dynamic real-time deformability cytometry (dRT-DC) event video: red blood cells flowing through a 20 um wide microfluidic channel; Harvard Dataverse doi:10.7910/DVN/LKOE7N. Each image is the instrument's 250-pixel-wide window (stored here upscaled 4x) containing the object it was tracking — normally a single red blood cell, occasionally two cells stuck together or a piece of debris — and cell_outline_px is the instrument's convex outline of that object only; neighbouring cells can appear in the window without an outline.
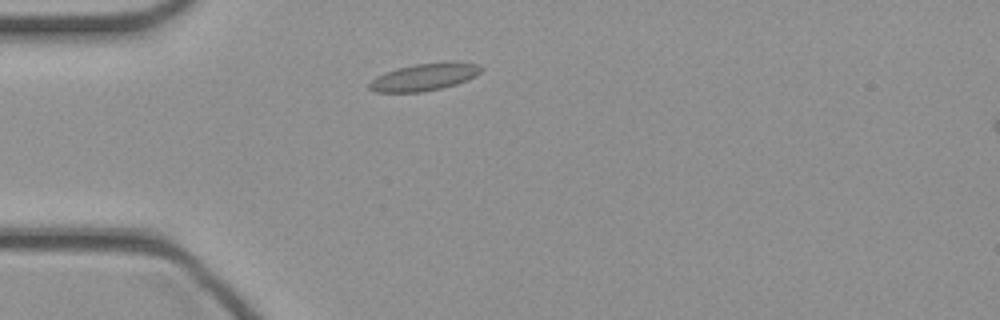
{"species": "common noctule bat (a hibernating species)", "species_latin": "Nyctalus noctula", "temperature_condition": "cold", "stored_images_in_passage": 39, "camera_frame_rate_fps": 3000, "um_per_image_px": 0.085, "animal": {"sex": "female", "body_mass_g": 21.9}, "frame": {"image": 1, "passage_image": 6, "time_ms": 1.667, "image_size_px": [1000, 320], "cell_outline_px": [[484, 68], [476, 76], [456, 84], [440, 88], [420, 92], [376, 92], [368, 88], [368, 84], [376, 76], [384, 72], [396, 68], [416, 64], [452, 60], [456, 60], [480, 64]], "centroid_in_image_um": [36.1, 6.51], "position_along_channel_um": 48.9, "area_um2": 18.09}}
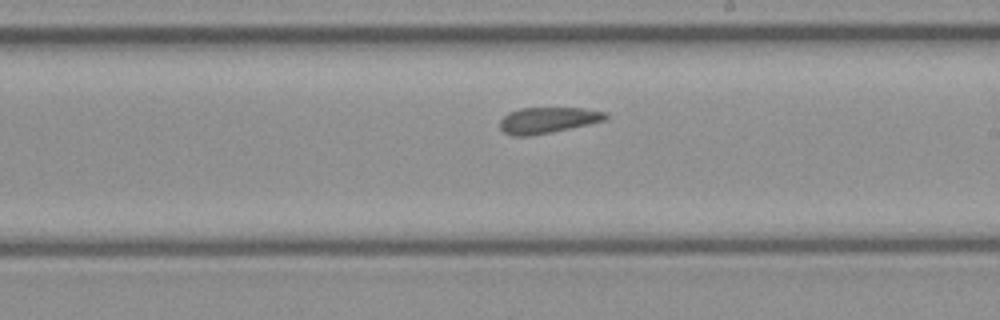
{"frame": {"image": 2, "passage_image": 20, "time_ms": 6.333, "image_size_px": [1000, 320], "cell_outline_px": [[608, 116], [604, 120], [588, 124], [532, 136], [512, 136], [504, 132], [500, 128], [500, 120], [508, 112], [520, 108], [584, 108], [608, 112]], "centroid_in_image_um": [46.54, 10.21], "position_along_channel_um": 242.5, "area_um2": 16.01}}
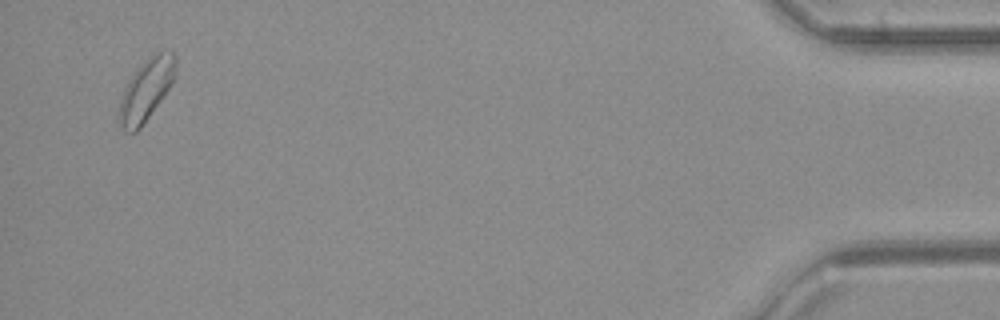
{"frame": {"image": 3, "passage_image": 38, "time_ms": 12.333, "image_size_px": [1000, 320], "cell_outline_px": [[176, 76], [172, 84], [140, 128], [136, 132], [124, 132], [120, 124], [120, 100], [124, 88], [128, 80], [136, 68], [152, 52], [172, 52], [176, 56]], "centroid_in_image_um": [12.44, 7.59], "position_along_channel_um": 422.8, "area_um2": 20.29}}